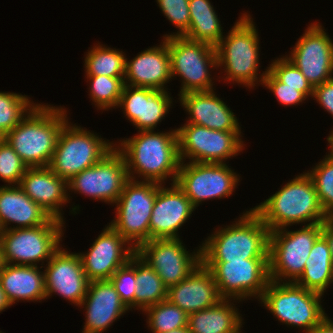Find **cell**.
Segmentation results:
<instances>
[{"label":"cell","mask_w":333,"mask_h":333,"mask_svg":"<svg viewBox=\"0 0 333 333\" xmlns=\"http://www.w3.org/2000/svg\"><path fill=\"white\" fill-rule=\"evenodd\" d=\"M115 148L124 156L129 179L165 185L168 178L169 185L176 182L181 163L176 127L167 132L138 131L116 141Z\"/></svg>","instance_id":"obj_1"},{"label":"cell","mask_w":333,"mask_h":333,"mask_svg":"<svg viewBox=\"0 0 333 333\" xmlns=\"http://www.w3.org/2000/svg\"><path fill=\"white\" fill-rule=\"evenodd\" d=\"M67 113L61 105L37 103L3 138L28 168L49 167Z\"/></svg>","instance_id":"obj_2"},{"label":"cell","mask_w":333,"mask_h":333,"mask_svg":"<svg viewBox=\"0 0 333 333\" xmlns=\"http://www.w3.org/2000/svg\"><path fill=\"white\" fill-rule=\"evenodd\" d=\"M259 38L252 16L248 11H243L215 46L217 67L224 72L225 77L221 78L225 83H236L250 90L262 85L268 67L263 73H258L261 52Z\"/></svg>","instance_id":"obj_3"},{"label":"cell","mask_w":333,"mask_h":333,"mask_svg":"<svg viewBox=\"0 0 333 333\" xmlns=\"http://www.w3.org/2000/svg\"><path fill=\"white\" fill-rule=\"evenodd\" d=\"M252 210L270 231L295 224L323 223L328 218L321 207L314 183L306 172L286 182L280 190Z\"/></svg>","instance_id":"obj_4"},{"label":"cell","mask_w":333,"mask_h":333,"mask_svg":"<svg viewBox=\"0 0 333 333\" xmlns=\"http://www.w3.org/2000/svg\"><path fill=\"white\" fill-rule=\"evenodd\" d=\"M232 224L215 228L200 245L201 262L268 258L270 230L250 208Z\"/></svg>","instance_id":"obj_5"},{"label":"cell","mask_w":333,"mask_h":333,"mask_svg":"<svg viewBox=\"0 0 333 333\" xmlns=\"http://www.w3.org/2000/svg\"><path fill=\"white\" fill-rule=\"evenodd\" d=\"M323 297L295 282L270 280L258 301L279 323L303 330V333H311L327 315L321 302Z\"/></svg>","instance_id":"obj_6"},{"label":"cell","mask_w":333,"mask_h":333,"mask_svg":"<svg viewBox=\"0 0 333 333\" xmlns=\"http://www.w3.org/2000/svg\"><path fill=\"white\" fill-rule=\"evenodd\" d=\"M115 148V142L70 122L63 126L49 168L67 182L94 166Z\"/></svg>","instance_id":"obj_7"},{"label":"cell","mask_w":333,"mask_h":333,"mask_svg":"<svg viewBox=\"0 0 333 333\" xmlns=\"http://www.w3.org/2000/svg\"><path fill=\"white\" fill-rule=\"evenodd\" d=\"M65 226L52 217L41 226L4 230L0 240L4 263L38 266L41 262L43 267L61 247Z\"/></svg>","instance_id":"obj_8"},{"label":"cell","mask_w":333,"mask_h":333,"mask_svg":"<svg viewBox=\"0 0 333 333\" xmlns=\"http://www.w3.org/2000/svg\"><path fill=\"white\" fill-rule=\"evenodd\" d=\"M322 234V223L303 225L299 230L289 227L270 231L269 276L278 282H296L316 239Z\"/></svg>","instance_id":"obj_9"},{"label":"cell","mask_w":333,"mask_h":333,"mask_svg":"<svg viewBox=\"0 0 333 333\" xmlns=\"http://www.w3.org/2000/svg\"><path fill=\"white\" fill-rule=\"evenodd\" d=\"M167 45L170 53L171 78H177L176 76L181 78L178 95L211 91L215 88L214 77L211 75L214 69H218L214 46L192 41L183 36L168 37Z\"/></svg>","instance_id":"obj_10"},{"label":"cell","mask_w":333,"mask_h":333,"mask_svg":"<svg viewBox=\"0 0 333 333\" xmlns=\"http://www.w3.org/2000/svg\"><path fill=\"white\" fill-rule=\"evenodd\" d=\"M160 183L129 179L115 202L109 225L135 249L150 240V220Z\"/></svg>","instance_id":"obj_11"},{"label":"cell","mask_w":333,"mask_h":333,"mask_svg":"<svg viewBox=\"0 0 333 333\" xmlns=\"http://www.w3.org/2000/svg\"><path fill=\"white\" fill-rule=\"evenodd\" d=\"M176 129L181 162L226 163L246 147L242 131L212 130L190 123Z\"/></svg>","instance_id":"obj_12"},{"label":"cell","mask_w":333,"mask_h":333,"mask_svg":"<svg viewBox=\"0 0 333 333\" xmlns=\"http://www.w3.org/2000/svg\"><path fill=\"white\" fill-rule=\"evenodd\" d=\"M201 263L212 273L223 299L259 300L270 281L268 258Z\"/></svg>","instance_id":"obj_13"},{"label":"cell","mask_w":333,"mask_h":333,"mask_svg":"<svg viewBox=\"0 0 333 333\" xmlns=\"http://www.w3.org/2000/svg\"><path fill=\"white\" fill-rule=\"evenodd\" d=\"M227 164L181 162L175 183L196 209L204 201L228 198L241 176Z\"/></svg>","instance_id":"obj_14"},{"label":"cell","mask_w":333,"mask_h":333,"mask_svg":"<svg viewBox=\"0 0 333 333\" xmlns=\"http://www.w3.org/2000/svg\"><path fill=\"white\" fill-rule=\"evenodd\" d=\"M129 180L124 156L114 148L94 166L83 170L67 182L70 192L114 206Z\"/></svg>","instance_id":"obj_15"},{"label":"cell","mask_w":333,"mask_h":333,"mask_svg":"<svg viewBox=\"0 0 333 333\" xmlns=\"http://www.w3.org/2000/svg\"><path fill=\"white\" fill-rule=\"evenodd\" d=\"M320 22L310 23L289 55H284L314 88L333 78V39Z\"/></svg>","instance_id":"obj_16"},{"label":"cell","mask_w":333,"mask_h":333,"mask_svg":"<svg viewBox=\"0 0 333 333\" xmlns=\"http://www.w3.org/2000/svg\"><path fill=\"white\" fill-rule=\"evenodd\" d=\"M136 251L147 260L167 288L184 280L201 263V246L190 253L180 238L151 239Z\"/></svg>","instance_id":"obj_17"},{"label":"cell","mask_w":333,"mask_h":333,"mask_svg":"<svg viewBox=\"0 0 333 333\" xmlns=\"http://www.w3.org/2000/svg\"><path fill=\"white\" fill-rule=\"evenodd\" d=\"M43 267L47 299L56 294L78 307L86 296L90 282L79 254L61 245Z\"/></svg>","instance_id":"obj_18"},{"label":"cell","mask_w":333,"mask_h":333,"mask_svg":"<svg viewBox=\"0 0 333 333\" xmlns=\"http://www.w3.org/2000/svg\"><path fill=\"white\" fill-rule=\"evenodd\" d=\"M136 251L109 224L93 241L87 252H79L83 270L88 280H109L114 272L130 261Z\"/></svg>","instance_id":"obj_19"},{"label":"cell","mask_w":333,"mask_h":333,"mask_svg":"<svg viewBox=\"0 0 333 333\" xmlns=\"http://www.w3.org/2000/svg\"><path fill=\"white\" fill-rule=\"evenodd\" d=\"M173 100L169 91L124 85L117 108L122 109L137 131H148L157 129Z\"/></svg>","instance_id":"obj_20"},{"label":"cell","mask_w":333,"mask_h":333,"mask_svg":"<svg viewBox=\"0 0 333 333\" xmlns=\"http://www.w3.org/2000/svg\"><path fill=\"white\" fill-rule=\"evenodd\" d=\"M158 185L150 220L151 239H177L179 230L192 216L195 207L176 183Z\"/></svg>","instance_id":"obj_21"},{"label":"cell","mask_w":333,"mask_h":333,"mask_svg":"<svg viewBox=\"0 0 333 333\" xmlns=\"http://www.w3.org/2000/svg\"><path fill=\"white\" fill-rule=\"evenodd\" d=\"M79 307L86 313L82 333H104L113 322L130 311L110 280L89 282L86 296Z\"/></svg>","instance_id":"obj_22"},{"label":"cell","mask_w":333,"mask_h":333,"mask_svg":"<svg viewBox=\"0 0 333 333\" xmlns=\"http://www.w3.org/2000/svg\"><path fill=\"white\" fill-rule=\"evenodd\" d=\"M128 59L126 57L124 85L168 91L167 83L172 78L167 38L158 46L148 47Z\"/></svg>","instance_id":"obj_23"},{"label":"cell","mask_w":333,"mask_h":333,"mask_svg":"<svg viewBox=\"0 0 333 333\" xmlns=\"http://www.w3.org/2000/svg\"><path fill=\"white\" fill-rule=\"evenodd\" d=\"M211 91L189 92L178 95V102L187 112L185 123L219 131H241V126L230 106Z\"/></svg>","instance_id":"obj_24"},{"label":"cell","mask_w":333,"mask_h":333,"mask_svg":"<svg viewBox=\"0 0 333 333\" xmlns=\"http://www.w3.org/2000/svg\"><path fill=\"white\" fill-rule=\"evenodd\" d=\"M222 299L212 273L202 263L184 280L167 288V300L187 314L213 307Z\"/></svg>","instance_id":"obj_25"},{"label":"cell","mask_w":333,"mask_h":333,"mask_svg":"<svg viewBox=\"0 0 333 333\" xmlns=\"http://www.w3.org/2000/svg\"><path fill=\"white\" fill-rule=\"evenodd\" d=\"M19 186L51 217L65 222L62 211L70 203L66 180L49 167H33L26 170Z\"/></svg>","instance_id":"obj_26"},{"label":"cell","mask_w":333,"mask_h":333,"mask_svg":"<svg viewBox=\"0 0 333 333\" xmlns=\"http://www.w3.org/2000/svg\"><path fill=\"white\" fill-rule=\"evenodd\" d=\"M52 217L18 186H0V225L4 230L31 228ZM15 224V226L9 225Z\"/></svg>","instance_id":"obj_27"},{"label":"cell","mask_w":333,"mask_h":333,"mask_svg":"<svg viewBox=\"0 0 333 333\" xmlns=\"http://www.w3.org/2000/svg\"><path fill=\"white\" fill-rule=\"evenodd\" d=\"M42 268L4 263L0 283L11 306L19 301L42 302L47 299Z\"/></svg>","instance_id":"obj_28"},{"label":"cell","mask_w":333,"mask_h":333,"mask_svg":"<svg viewBox=\"0 0 333 333\" xmlns=\"http://www.w3.org/2000/svg\"><path fill=\"white\" fill-rule=\"evenodd\" d=\"M237 302L241 301L222 299L213 307L188 314L190 333H243L241 328L245 322Z\"/></svg>","instance_id":"obj_29"},{"label":"cell","mask_w":333,"mask_h":333,"mask_svg":"<svg viewBox=\"0 0 333 333\" xmlns=\"http://www.w3.org/2000/svg\"><path fill=\"white\" fill-rule=\"evenodd\" d=\"M295 283L322 295L333 284L332 255L327 240L322 234L314 242L303 273Z\"/></svg>","instance_id":"obj_30"},{"label":"cell","mask_w":333,"mask_h":333,"mask_svg":"<svg viewBox=\"0 0 333 333\" xmlns=\"http://www.w3.org/2000/svg\"><path fill=\"white\" fill-rule=\"evenodd\" d=\"M130 261L135 265V310L144 311L147 307L167 299V287L153 270L152 266L137 251Z\"/></svg>","instance_id":"obj_31"},{"label":"cell","mask_w":333,"mask_h":333,"mask_svg":"<svg viewBox=\"0 0 333 333\" xmlns=\"http://www.w3.org/2000/svg\"><path fill=\"white\" fill-rule=\"evenodd\" d=\"M85 54V75L124 77L126 54L123 50L95 43Z\"/></svg>","instance_id":"obj_32"},{"label":"cell","mask_w":333,"mask_h":333,"mask_svg":"<svg viewBox=\"0 0 333 333\" xmlns=\"http://www.w3.org/2000/svg\"><path fill=\"white\" fill-rule=\"evenodd\" d=\"M89 81V98L97 110L108 111L117 109L122 89L124 87V77H109L104 75H86Z\"/></svg>","instance_id":"obj_33"},{"label":"cell","mask_w":333,"mask_h":333,"mask_svg":"<svg viewBox=\"0 0 333 333\" xmlns=\"http://www.w3.org/2000/svg\"><path fill=\"white\" fill-rule=\"evenodd\" d=\"M142 314L146 315L147 327L152 333H164L188 326V314L167 299L147 307Z\"/></svg>","instance_id":"obj_34"},{"label":"cell","mask_w":333,"mask_h":333,"mask_svg":"<svg viewBox=\"0 0 333 333\" xmlns=\"http://www.w3.org/2000/svg\"><path fill=\"white\" fill-rule=\"evenodd\" d=\"M36 104L25 94L0 91V138L16 127Z\"/></svg>","instance_id":"obj_35"},{"label":"cell","mask_w":333,"mask_h":333,"mask_svg":"<svg viewBox=\"0 0 333 333\" xmlns=\"http://www.w3.org/2000/svg\"><path fill=\"white\" fill-rule=\"evenodd\" d=\"M306 173L312 179L325 214L333 217V159L326 153L321 161Z\"/></svg>","instance_id":"obj_36"},{"label":"cell","mask_w":333,"mask_h":333,"mask_svg":"<svg viewBox=\"0 0 333 333\" xmlns=\"http://www.w3.org/2000/svg\"><path fill=\"white\" fill-rule=\"evenodd\" d=\"M218 15L190 16L188 31L183 37L216 46L225 35Z\"/></svg>","instance_id":"obj_37"},{"label":"cell","mask_w":333,"mask_h":333,"mask_svg":"<svg viewBox=\"0 0 333 333\" xmlns=\"http://www.w3.org/2000/svg\"><path fill=\"white\" fill-rule=\"evenodd\" d=\"M268 70L286 87L299 88L307 98L313 97L314 88L307 81L302 72L285 56L278 57L271 61Z\"/></svg>","instance_id":"obj_38"},{"label":"cell","mask_w":333,"mask_h":333,"mask_svg":"<svg viewBox=\"0 0 333 333\" xmlns=\"http://www.w3.org/2000/svg\"><path fill=\"white\" fill-rule=\"evenodd\" d=\"M28 169L20 156L4 138H0V179L5 186H18Z\"/></svg>","instance_id":"obj_39"},{"label":"cell","mask_w":333,"mask_h":333,"mask_svg":"<svg viewBox=\"0 0 333 333\" xmlns=\"http://www.w3.org/2000/svg\"><path fill=\"white\" fill-rule=\"evenodd\" d=\"M161 13L176 27L177 32L164 35L163 39L171 36H183L190 25L189 0H156Z\"/></svg>","instance_id":"obj_40"},{"label":"cell","mask_w":333,"mask_h":333,"mask_svg":"<svg viewBox=\"0 0 333 333\" xmlns=\"http://www.w3.org/2000/svg\"><path fill=\"white\" fill-rule=\"evenodd\" d=\"M114 288L118 292L121 301L132 311L135 310V265L129 261L124 266L118 268L109 278Z\"/></svg>","instance_id":"obj_41"},{"label":"cell","mask_w":333,"mask_h":333,"mask_svg":"<svg viewBox=\"0 0 333 333\" xmlns=\"http://www.w3.org/2000/svg\"><path fill=\"white\" fill-rule=\"evenodd\" d=\"M263 88L266 87L276 97L277 101L283 106H298L307 98L299 88L286 87V84L280 82L269 70L267 71L263 83Z\"/></svg>","instance_id":"obj_42"},{"label":"cell","mask_w":333,"mask_h":333,"mask_svg":"<svg viewBox=\"0 0 333 333\" xmlns=\"http://www.w3.org/2000/svg\"><path fill=\"white\" fill-rule=\"evenodd\" d=\"M313 100H315L325 111L333 116V78L315 86L313 90ZM329 135H333L331 129Z\"/></svg>","instance_id":"obj_43"},{"label":"cell","mask_w":333,"mask_h":333,"mask_svg":"<svg viewBox=\"0 0 333 333\" xmlns=\"http://www.w3.org/2000/svg\"><path fill=\"white\" fill-rule=\"evenodd\" d=\"M190 16L218 15L210 0H189Z\"/></svg>","instance_id":"obj_44"},{"label":"cell","mask_w":333,"mask_h":333,"mask_svg":"<svg viewBox=\"0 0 333 333\" xmlns=\"http://www.w3.org/2000/svg\"><path fill=\"white\" fill-rule=\"evenodd\" d=\"M322 235L326 238L333 261V217H328L322 223Z\"/></svg>","instance_id":"obj_45"},{"label":"cell","mask_w":333,"mask_h":333,"mask_svg":"<svg viewBox=\"0 0 333 333\" xmlns=\"http://www.w3.org/2000/svg\"><path fill=\"white\" fill-rule=\"evenodd\" d=\"M311 333H333V321L326 315Z\"/></svg>","instance_id":"obj_46"},{"label":"cell","mask_w":333,"mask_h":333,"mask_svg":"<svg viewBox=\"0 0 333 333\" xmlns=\"http://www.w3.org/2000/svg\"><path fill=\"white\" fill-rule=\"evenodd\" d=\"M11 307L4 291L2 290L1 283H0V313Z\"/></svg>","instance_id":"obj_47"},{"label":"cell","mask_w":333,"mask_h":333,"mask_svg":"<svg viewBox=\"0 0 333 333\" xmlns=\"http://www.w3.org/2000/svg\"><path fill=\"white\" fill-rule=\"evenodd\" d=\"M326 141L328 142V155L333 159V135H328L326 138Z\"/></svg>","instance_id":"obj_48"},{"label":"cell","mask_w":333,"mask_h":333,"mask_svg":"<svg viewBox=\"0 0 333 333\" xmlns=\"http://www.w3.org/2000/svg\"><path fill=\"white\" fill-rule=\"evenodd\" d=\"M164 333H190V331H189L188 327H182V328L171 330V331L164 332Z\"/></svg>","instance_id":"obj_49"},{"label":"cell","mask_w":333,"mask_h":333,"mask_svg":"<svg viewBox=\"0 0 333 333\" xmlns=\"http://www.w3.org/2000/svg\"><path fill=\"white\" fill-rule=\"evenodd\" d=\"M4 265L3 255H2V246L0 243V271L2 270V267Z\"/></svg>","instance_id":"obj_50"},{"label":"cell","mask_w":333,"mask_h":333,"mask_svg":"<svg viewBox=\"0 0 333 333\" xmlns=\"http://www.w3.org/2000/svg\"><path fill=\"white\" fill-rule=\"evenodd\" d=\"M2 233H3V229H2V227L0 225V240H1Z\"/></svg>","instance_id":"obj_51"}]
</instances>
